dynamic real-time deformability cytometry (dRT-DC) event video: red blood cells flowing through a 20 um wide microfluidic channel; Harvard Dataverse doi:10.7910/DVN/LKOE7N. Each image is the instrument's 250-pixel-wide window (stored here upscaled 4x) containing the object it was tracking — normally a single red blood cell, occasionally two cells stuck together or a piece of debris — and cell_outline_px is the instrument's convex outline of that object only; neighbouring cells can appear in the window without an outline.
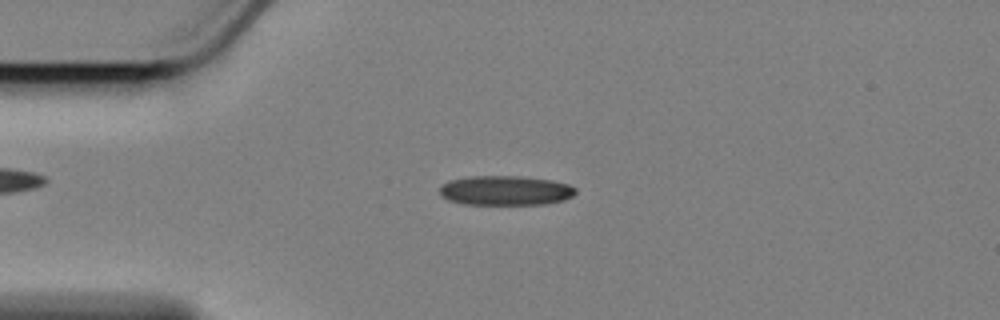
{"species": "Egyptian fruit bat (a non-hibernating species)", "species_latin": "Rousettus aegyptiacus", "temperature_condition": "cold", "stored_images_in_passage": 46, "camera_frame_rate_fps": 3000, "um_per_image_px": 0.085, "animal": {"sex": "female"}, "frame": {"image": 1, "passage_image": 1, "time_ms": 0.0, "image_size_px": [1000, 320], "cell_outline_px": [[576, 192], [572, 196], [564, 200], [544, 204], [464, 204], [448, 200], [440, 192], [440, 188], [444, 184], [452, 180], [468, 176], [520, 176], [552, 180], [568, 184], [576, 188]], "centroid_in_image_um": [43.0, 16.19], "position_along_channel_um": 42.0, "area_um2": 23.29}}
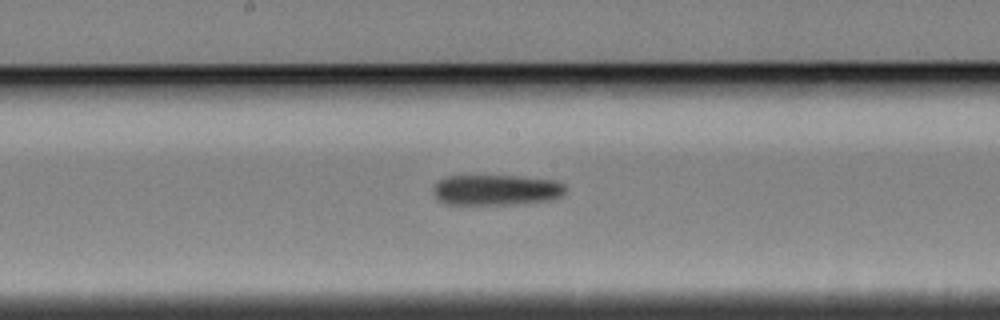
{"frame": {"image": 2, "passage_image": 17, "time_ms": 5.333, "image_size_px": [1000, 320], "cell_outline_px": [[568, 188], [560, 196], [548, 200], [512, 204], [444, 204], [432, 192], [432, 188], [444, 176], [520, 176], [556, 180], [564, 184]], "centroid_in_image_um": [42.18, 16.13], "position_along_channel_um": 206.0, "area_um2": 23.58}}
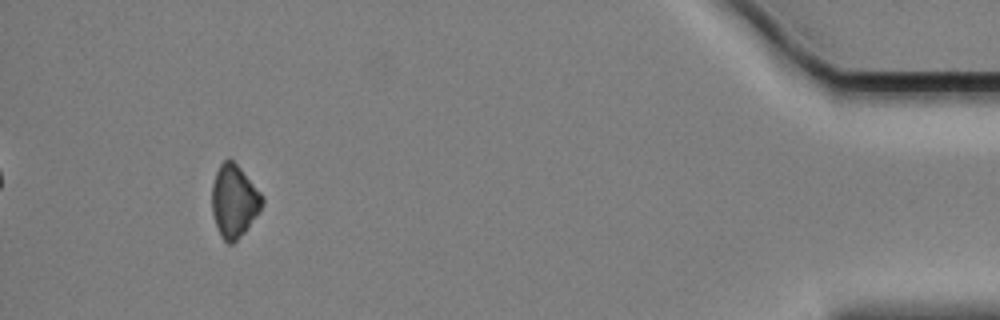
{"frame": {"image": 3, "passage_image": 41, "time_ms": 13.333, "image_size_px": [1000, 320], "cell_outline_px": [[264, 204], [260, 212], [244, 232], [232, 244], [228, 244], [220, 236], [212, 212], [212, 184], [216, 172], [220, 164], [228, 156], [240, 168], [264, 196]], "centroid_in_image_um": [19.91, 17.08], "position_along_channel_um": 415.3, "area_um2": 21.33}, "authors_computed_cell_mechanics": {"area_um2": 23.8136, "velocity_mm_per_s": 3.4354, "shape_relaxation_time_tau1_ms": 5.489, "shape_relaxation_time_tau2_ms": null, "deformation_change_tau1": 0.1331, "deformation_change_tau2": null}}